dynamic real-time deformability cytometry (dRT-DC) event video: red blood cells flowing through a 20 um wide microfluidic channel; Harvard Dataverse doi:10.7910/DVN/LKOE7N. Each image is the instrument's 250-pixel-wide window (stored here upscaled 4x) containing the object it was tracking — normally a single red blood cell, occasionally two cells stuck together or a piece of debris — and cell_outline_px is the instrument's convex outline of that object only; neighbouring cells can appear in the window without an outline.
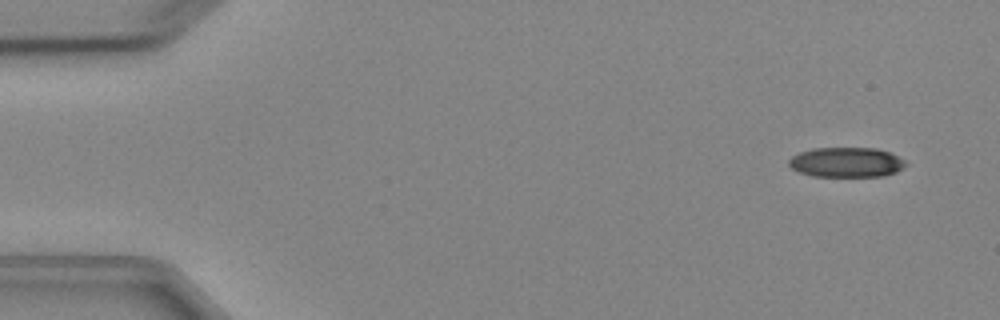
{"species": "Egyptian fruit bat (a non-hibernating species)", "species_latin": "Rousettus aegyptiacus", "temperature_condition": "cold", "stored_images_in_passage": 5, "camera_frame_rate_fps": 3000, "um_per_image_px": 0.085, "animal": {"sex": "female"}, "frame": {"image": 1, "passage_image": 1, "time_ms": 0.0, "image_size_px": [1000, 320], "cell_outline_px": [[908, 164], [904, 168], [896, 172], [884, 176], [812, 176], [800, 172], [792, 168], [788, 164], [788, 160], [792, 156], [800, 152], [812, 148], [876, 148], [900, 156]], "centroid_in_image_um": [71.97, 13.79], "position_along_channel_um": 13.0, "area_um2": 20.46}}
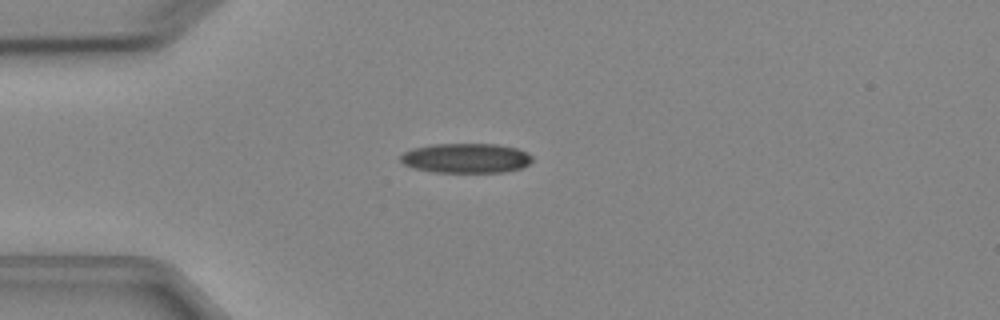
{"frame": {"image": 2, "passage_image": 4, "time_ms": 3.333, "image_size_px": [1000, 320], "cell_outline_px": [[532, 160], [528, 164], [520, 168], [504, 172], [432, 172], [412, 168], [404, 164], [400, 160], [400, 156], [404, 152], [412, 148], [432, 144], [500, 144], [516, 148], [528, 152], [532, 156]], "centroid_in_image_um": [39.6, 13.44], "position_along_channel_um": 45.4, "area_um2": 22.95}}